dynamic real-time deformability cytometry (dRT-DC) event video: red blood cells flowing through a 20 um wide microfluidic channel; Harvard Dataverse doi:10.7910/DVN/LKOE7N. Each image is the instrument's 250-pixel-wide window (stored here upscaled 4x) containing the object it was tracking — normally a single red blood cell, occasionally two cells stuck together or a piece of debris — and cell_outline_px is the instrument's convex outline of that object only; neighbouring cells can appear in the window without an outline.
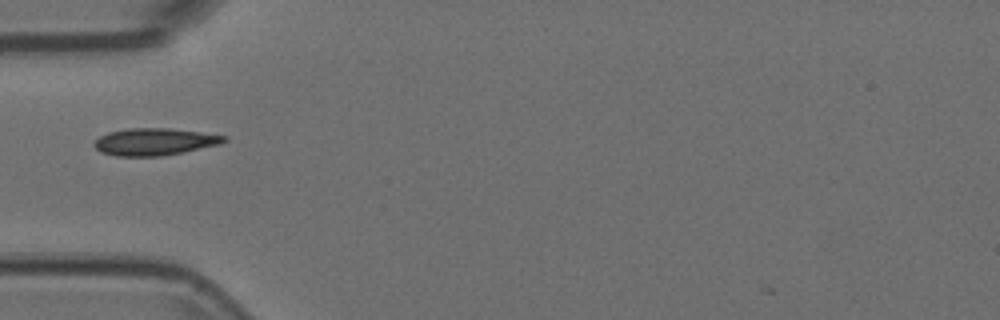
{"species": "Egyptian fruit bat (a non-hibernating species)", "species_latin": "Rousettus aegyptiacus", "temperature_condition": "room temperature", "stored_images_in_passage": 33, "camera_frame_rate_fps": 3000, "um_per_image_px": 0.085, "animal": {"sex": "female"}, "frame": {"image": 1, "passage_image": 1, "time_ms": 0.0, "image_size_px": [1000, 320], "cell_outline_px": [[228, 140], [220, 144], [184, 152], [160, 156], [116, 156], [100, 152], [92, 144], [100, 136], [108, 132], [128, 128], [168, 128], [200, 132], [228, 136]], "centroid_in_image_um": [13.14, 12.05], "position_along_channel_um": 71.9, "area_um2": 20.58}}
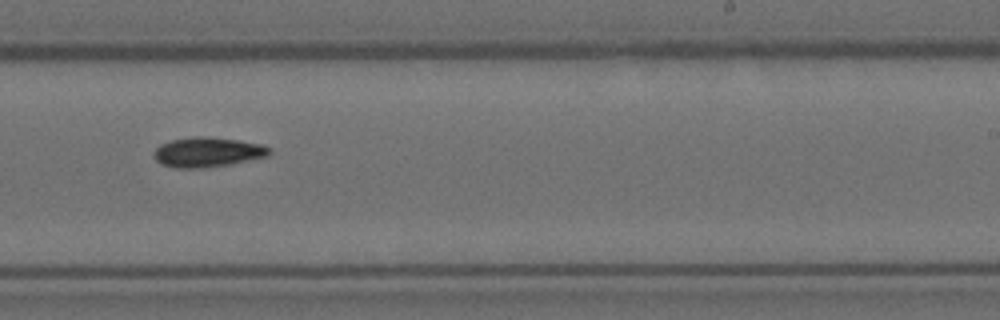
{"frame": {"image": 2, "passage_image": 17, "time_ms": 5.333, "image_size_px": [1000, 320], "cell_outline_px": [[272, 152], [268, 156], [228, 164], [200, 168], [176, 168], [160, 164], [156, 160], [156, 148], [160, 144], [172, 140], [196, 136], [200, 136], [236, 140], [264, 144]], "centroid_in_image_um": [17.65, 12.93], "position_along_channel_um": 271.3, "area_um2": 19.71}}
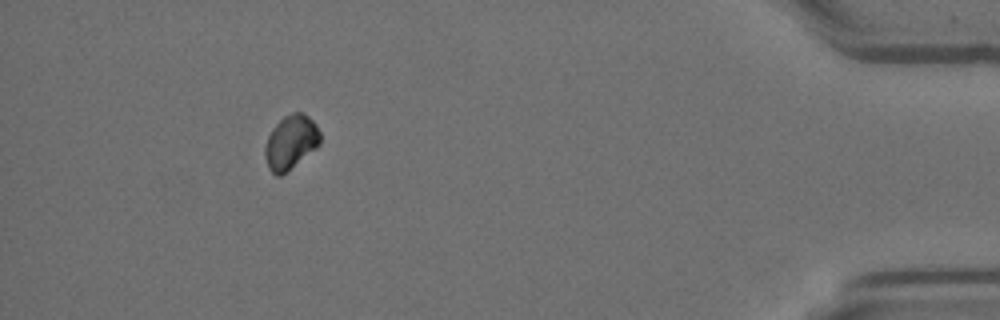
{"frame": {"image": 3, "passage_image": 33, "time_ms": 10.667, "image_size_px": [1000, 320], "cell_outline_px": [[320, 144], [316, 148], [280, 176], [276, 176], [268, 168], [264, 156], [264, 148], [268, 136], [272, 128], [284, 116], [292, 112], [304, 112], [316, 124], [320, 132]], "centroid_in_image_um": [24.7, 12.07], "position_along_channel_um": 410.5, "area_um2": 17.34}}